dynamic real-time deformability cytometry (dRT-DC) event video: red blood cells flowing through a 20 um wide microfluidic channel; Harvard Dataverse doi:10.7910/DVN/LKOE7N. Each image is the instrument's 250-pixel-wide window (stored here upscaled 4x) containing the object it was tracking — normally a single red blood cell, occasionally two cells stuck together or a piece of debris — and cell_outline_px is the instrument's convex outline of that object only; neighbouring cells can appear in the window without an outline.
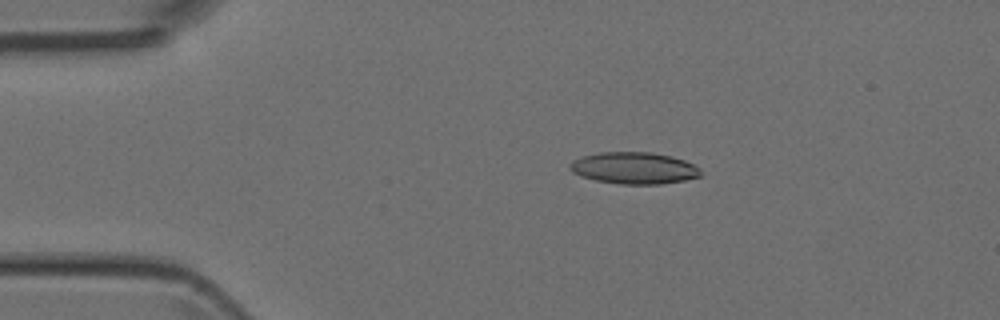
{"species": "Egyptian fruit bat (a non-hibernating species)", "species_latin": "Rousettus aegyptiacus", "temperature_condition": "room temperature", "stored_images_in_passage": 48, "camera_frame_rate_fps": 3000, "um_per_image_px": 0.085, "animal": {"sex": "female"}, "frame": {"image": 1, "passage_image": 9, "time_ms": 2.667, "image_size_px": [1000, 320], "cell_outline_px": [[700, 176], [684, 180], [660, 184], [620, 184], [596, 180], [580, 176], [572, 172], [568, 164], [572, 160], [584, 156], [600, 152], [652, 152], [672, 156], [684, 160], [700, 168]], "centroid_in_image_um": [53.87, 14.28], "position_along_channel_um": 31.1, "area_um2": 24.16}}
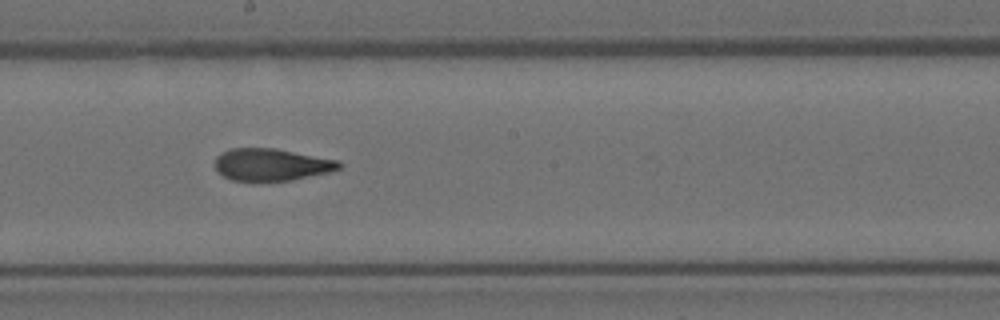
{"frame": {"image": 2, "passage_image": 26, "time_ms": 8.333, "image_size_px": [1000, 320], "cell_outline_px": [[344, 164], [340, 168], [332, 172], [292, 180], [232, 180], [224, 176], [216, 168], [216, 156], [232, 148], [276, 148], [340, 160]], "centroid_in_image_um": [23.17, 13.98], "position_along_channel_um": 225.0, "area_um2": 23.24}}
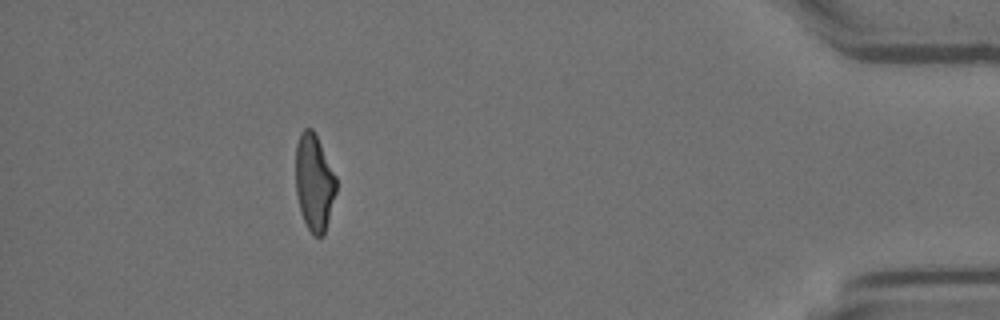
{"frame": {"image": 3, "passage_image": 43, "time_ms": 14.0, "image_size_px": [1000, 320], "cell_outline_px": [[336, 192], [324, 236], [316, 236], [308, 228], [300, 212], [296, 192], [296, 144], [300, 132], [304, 128], [312, 128], [336, 176]], "centroid_in_image_um": [26.7, 15.51], "position_along_channel_um": 408.5, "area_um2": 22.66}}